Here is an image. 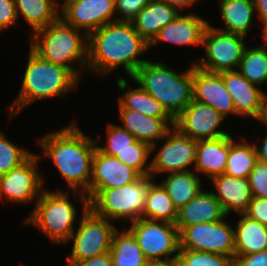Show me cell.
Listing matches in <instances>:
<instances>
[{"instance_id": "cell-43", "label": "cell", "mask_w": 267, "mask_h": 266, "mask_svg": "<svg viewBox=\"0 0 267 266\" xmlns=\"http://www.w3.org/2000/svg\"><path fill=\"white\" fill-rule=\"evenodd\" d=\"M67 266H112L111 252H105L84 260H67Z\"/></svg>"}, {"instance_id": "cell-37", "label": "cell", "mask_w": 267, "mask_h": 266, "mask_svg": "<svg viewBox=\"0 0 267 266\" xmlns=\"http://www.w3.org/2000/svg\"><path fill=\"white\" fill-rule=\"evenodd\" d=\"M32 154V152L14 145L6 138L4 133L0 131V176L20 166Z\"/></svg>"}, {"instance_id": "cell-23", "label": "cell", "mask_w": 267, "mask_h": 266, "mask_svg": "<svg viewBox=\"0 0 267 266\" xmlns=\"http://www.w3.org/2000/svg\"><path fill=\"white\" fill-rule=\"evenodd\" d=\"M179 11L164 1L151 0L131 21L136 32L150 44L159 30L164 28L178 15Z\"/></svg>"}, {"instance_id": "cell-44", "label": "cell", "mask_w": 267, "mask_h": 266, "mask_svg": "<svg viewBox=\"0 0 267 266\" xmlns=\"http://www.w3.org/2000/svg\"><path fill=\"white\" fill-rule=\"evenodd\" d=\"M255 10L257 12V16L263 23V36L266 37L267 32V0H254Z\"/></svg>"}, {"instance_id": "cell-5", "label": "cell", "mask_w": 267, "mask_h": 266, "mask_svg": "<svg viewBox=\"0 0 267 266\" xmlns=\"http://www.w3.org/2000/svg\"><path fill=\"white\" fill-rule=\"evenodd\" d=\"M81 34L79 29L59 18L49 26L32 33L30 48L42 59L68 68L79 79L82 72L71 64L79 62L82 68H87L88 35Z\"/></svg>"}, {"instance_id": "cell-14", "label": "cell", "mask_w": 267, "mask_h": 266, "mask_svg": "<svg viewBox=\"0 0 267 266\" xmlns=\"http://www.w3.org/2000/svg\"><path fill=\"white\" fill-rule=\"evenodd\" d=\"M114 2L115 0H64L60 18L76 29L85 30H82V33L89 35L96 29L116 21Z\"/></svg>"}, {"instance_id": "cell-12", "label": "cell", "mask_w": 267, "mask_h": 266, "mask_svg": "<svg viewBox=\"0 0 267 266\" xmlns=\"http://www.w3.org/2000/svg\"><path fill=\"white\" fill-rule=\"evenodd\" d=\"M165 143L158 149L152 160L150 175L190 171L197 153V140L180 133L175 127L164 137Z\"/></svg>"}, {"instance_id": "cell-29", "label": "cell", "mask_w": 267, "mask_h": 266, "mask_svg": "<svg viewBox=\"0 0 267 266\" xmlns=\"http://www.w3.org/2000/svg\"><path fill=\"white\" fill-rule=\"evenodd\" d=\"M201 179L194 172L168 173L161 185L171 198L176 210H180L201 191Z\"/></svg>"}, {"instance_id": "cell-9", "label": "cell", "mask_w": 267, "mask_h": 266, "mask_svg": "<svg viewBox=\"0 0 267 266\" xmlns=\"http://www.w3.org/2000/svg\"><path fill=\"white\" fill-rule=\"evenodd\" d=\"M128 230L135 237L147 260H176L180 238L175 224L139 218L131 222Z\"/></svg>"}, {"instance_id": "cell-17", "label": "cell", "mask_w": 267, "mask_h": 266, "mask_svg": "<svg viewBox=\"0 0 267 266\" xmlns=\"http://www.w3.org/2000/svg\"><path fill=\"white\" fill-rule=\"evenodd\" d=\"M141 175L115 156L105 155L97 148L92 161L90 189L118 188L136 181Z\"/></svg>"}, {"instance_id": "cell-39", "label": "cell", "mask_w": 267, "mask_h": 266, "mask_svg": "<svg viewBox=\"0 0 267 266\" xmlns=\"http://www.w3.org/2000/svg\"><path fill=\"white\" fill-rule=\"evenodd\" d=\"M151 0H115L116 21L131 22ZM120 12V13H119Z\"/></svg>"}, {"instance_id": "cell-35", "label": "cell", "mask_w": 267, "mask_h": 266, "mask_svg": "<svg viewBox=\"0 0 267 266\" xmlns=\"http://www.w3.org/2000/svg\"><path fill=\"white\" fill-rule=\"evenodd\" d=\"M232 259L216 253L179 248L176 264L177 266H232Z\"/></svg>"}, {"instance_id": "cell-41", "label": "cell", "mask_w": 267, "mask_h": 266, "mask_svg": "<svg viewBox=\"0 0 267 266\" xmlns=\"http://www.w3.org/2000/svg\"><path fill=\"white\" fill-rule=\"evenodd\" d=\"M245 214L267 226V198L252 197L248 210Z\"/></svg>"}, {"instance_id": "cell-25", "label": "cell", "mask_w": 267, "mask_h": 266, "mask_svg": "<svg viewBox=\"0 0 267 266\" xmlns=\"http://www.w3.org/2000/svg\"><path fill=\"white\" fill-rule=\"evenodd\" d=\"M234 230L235 255H247L267 250V226L245 213Z\"/></svg>"}, {"instance_id": "cell-21", "label": "cell", "mask_w": 267, "mask_h": 266, "mask_svg": "<svg viewBox=\"0 0 267 266\" xmlns=\"http://www.w3.org/2000/svg\"><path fill=\"white\" fill-rule=\"evenodd\" d=\"M217 193L213 192L215 198L228 216L235 211L238 214L248 210L252 200V193L248 178L231 177L221 174L211 179Z\"/></svg>"}, {"instance_id": "cell-7", "label": "cell", "mask_w": 267, "mask_h": 266, "mask_svg": "<svg viewBox=\"0 0 267 266\" xmlns=\"http://www.w3.org/2000/svg\"><path fill=\"white\" fill-rule=\"evenodd\" d=\"M62 189L43 190L30 216L24 221L42 231L52 243H66L74 232L76 208Z\"/></svg>"}, {"instance_id": "cell-36", "label": "cell", "mask_w": 267, "mask_h": 266, "mask_svg": "<svg viewBox=\"0 0 267 266\" xmlns=\"http://www.w3.org/2000/svg\"><path fill=\"white\" fill-rule=\"evenodd\" d=\"M106 131L105 146L96 145V148L105 155L116 156L119 152L131 148V144L135 143L137 139L121 125L110 124Z\"/></svg>"}, {"instance_id": "cell-22", "label": "cell", "mask_w": 267, "mask_h": 266, "mask_svg": "<svg viewBox=\"0 0 267 266\" xmlns=\"http://www.w3.org/2000/svg\"><path fill=\"white\" fill-rule=\"evenodd\" d=\"M226 216L213 192L201 189L191 201L178 210L175 225L180 233L187 226L217 222L225 219Z\"/></svg>"}, {"instance_id": "cell-4", "label": "cell", "mask_w": 267, "mask_h": 266, "mask_svg": "<svg viewBox=\"0 0 267 266\" xmlns=\"http://www.w3.org/2000/svg\"><path fill=\"white\" fill-rule=\"evenodd\" d=\"M175 119L193 100V64L181 74L167 64L147 61L130 77Z\"/></svg>"}, {"instance_id": "cell-19", "label": "cell", "mask_w": 267, "mask_h": 266, "mask_svg": "<svg viewBox=\"0 0 267 266\" xmlns=\"http://www.w3.org/2000/svg\"><path fill=\"white\" fill-rule=\"evenodd\" d=\"M209 23L199 15L180 14L159 30L157 36L149 44V48L160 42H168L181 46L202 45L203 35Z\"/></svg>"}, {"instance_id": "cell-33", "label": "cell", "mask_w": 267, "mask_h": 266, "mask_svg": "<svg viewBox=\"0 0 267 266\" xmlns=\"http://www.w3.org/2000/svg\"><path fill=\"white\" fill-rule=\"evenodd\" d=\"M264 44L245 48L238 71L250 82L261 86L267 82V38ZM266 46V47H265Z\"/></svg>"}, {"instance_id": "cell-2", "label": "cell", "mask_w": 267, "mask_h": 266, "mask_svg": "<svg viewBox=\"0 0 267 266\" xmlns=\"http://www.w3.org/2000/svg\"><path fill=\"white\" fill-rule=\"evenodd\" d=\"M149 44L136 32L131 22L113 21L88 35L87 70L104 77L124 67L131 77L148 60L138 59Z\"/></svg>"}, {"instance_id": "cell-28", "label": "cell", "mask_w": 267, "mask_h": 266, "mask_svg": "<svg viewBox=\"0 0 267 266\" xmlns=\"http://www.w3.org/2000/svg\"><path fill=\"white\" fill-rule=\"evenodd\" d=\"M219 6L225 28L217 29L246 37L256 12L254 0H220Z\"/></svg>"}, {"instance_id": "cell-31", "label": "cell", "mask_w": 267, "mask_h": 266, "mask_svg": "<svg viewBox=\"0 0 267 266\" xmlns=\"http://www.w3.org/2000/svg\"><path fill=\"white\" fill-rule=\"evenodd\" d=\"M241 141L237 143L229 135V154L224 174L231 177L248 178L258 160L257 152L254 143H249L245 138Z\"/></svg>"}, {"instance_id": "cell-18", "label": "cell", "mask_w": 267, "mask_h": 266, "mask_svg": "<svg viewBox=\"0 0 267 266\" xmlns=\"http://www.w3.org/2000/svg\"><path fill=\"white\" fill-rule=\"evenodd\" d=\"M223 82L232 97L238 117H253L258 120L262 111L264 93L259 86L250 83L239 71L222 72Z\"/></svg>"}, {"instance_id": "cell-47", "label": "cell", "mask_w": 267, "mask_h": 266, "mask_svg": "<svg viewBox=\"0 0 267 266\" xmlns=\"http://www.w3.org/2000/svg\"><path fill=\"white\" fill-rule=\"evenodd\" d=\"M143 266H177L176 260H146Z\"/></svg>"}, {"instance_id": "cell-8", "label": "cell", "mask_w": 267, "mask_h": 266, "mask_svg": "<svg viewBox=\"0 0 267 266\" xmlns=\"http://www.w3.org/2000/svg\"><path fill=\"white\" fill-rule=\"evenodd\" d=\"M245 36L217 29L210 24L206 26L202 45L205 57L198 58L193 64L203 70L221 73L236 70L246 48Z\"/></svg>"}, {"instance_id": "cell-24", "label": "cell", "mask_w": 267, "mask_h": 266, "mask_svg": "<svg viewBox=\"0 0 267 266\" xmlns=\"http://www.w3.org/2000/svg\"><path fill=\"white\" fill-rule=\"evenodd\" d=\"M229 154V135L217 139L197 140L195 170L210 179L224 174Z\"/></svg>"}, {"instance_id": "cell-48", "label": "cell", "mask_w": 267, "mask_h": 266, "mask_svg": "<svg viewBox=\"0 0 267 266\" xmlns=\"http://www.w3.org/2000/svg\"><path fill=\"white\" fill-rule=\"evenodd\" d=\"M259 122L261 121L263 124L267 126V95L264 93L263 100H262V111L259 117Z\"/></svg>"}, {"instance_id": "cell-34", "label": "cell", "mask_w": 267, "mask_h": 266, "mask_svg": "<svg viewBox=\"0 0 267 266\" xmlns=\"http://www.w3.org/2000/svg\"><path fill=\"white\" fill-rule=\"evenodd\" d=\"M150 154H152L151 146L137 140L131 144V148L119 152L115 157L134 168L141 176H148L150 175L151 164L147 161Z\"/></svg>"}, {"instance_id": "cell-10", "label": "cell", "mask_w": 267, "mask_h": 266, "mask_svg": "<svg viewBox=\"0 0 267 266\" xmlns=\"http://www.w3.org/2000/svg\"><path fill=\"white\" fill-rule=\"evenodd\" d=\"M80 225L69 240H73L71 255L67 260H84L109 252L112 237L117 228L105 218L95 215L89 208H83Z\"/></svg>"}, {"instance_id": "cell-1", "label": "cell", "mask_w": 267, "mask_h": 266, "mask_svg": "<svg viewBox=\"0 0 267 266\" xmlns=\"http://www.w3.org/2000/svg\"><path fill=\"white\" fill-rule=\"evenodd\" d=\"M99 141L100 135L96 140L85 136L75 122L38 140L44 156L53 161L76 198L79 192L83 208H89L92 161Z\"/></svg>"}, {"instance_id": "cell-27", "label": "cell", "mask_w": 267, "mask_h": 266, "mask_svg": "<svg viewBox=\"0 0 267 266\" xmlns=\"http://www.w3.org/2000/svg\"><path fill=\"white\" fill-rule=\"evenodd\" d=\"M17 18L21 15L35 32L60 18L59 5L55 0H14Z\"/></svg>"}, {"instance_id": "cell-46", "label": "cell", "mask_w": 267, "mask_h": 266, "mask_svg": "<svg viewBox=\"0 0 267 266\" xmlns=\"http://www.w3.org/2000/svg\"><path fill=\"white\" fill-rule=\"evenodd\" d=\"M262 142V145H260L259 147L255 144L257 159L263 162H267V136Z\"/></svg>"}, {"instance_id": "cell-20", "label": "cell", "mask_w": 267, "mask_h": 266, "mask_svg": "<svg viewBox=\"0 0 267 266\" xmlns=\"http://www.w3.org/2000/svg\"><path fill=\"white\" fill-rule=\"evenodd\" d=\"M119 112L123 123L121 127L138 141L150 145L151 152L155 150L156 141H164L166 134L174 127L173 118L149 117L129 109H119Z\"/></svg>"}, {"instance_id": "cell-32", "label": "cell", "mask_w": 267, "mask_h": 266, "mask_svg": "<svg viewBox=\"0 0 267 266\" xmlns=\"http://www.w3.org/2000/svg\"><path fill=\"white\" fill-rule=\"evenodd\" d=\"M178 211L161 184L152 183L146 197L142 218L175 224Z\"/></svg>"}, {"instance_id": "cell-38", "label": "cell", "mask_w": 267, "mask_h": 266, "mask_svg": "<svg viewBox=\"0 0 267 266\" xmlns=\"http://www.w3.org/2000/svg\"><path fill=\"white\" fill-rule=\"evenodd\" d=\"M248 180L252 197L267 198V162L257 160Z\"/></svg>"}, {"instance_id": "cell-6", "label": "cell", "mask_w": 267, "mask_h": 266, "mask_svg": "<svg viewBox=\"0 0 267 266\" xmlns=\"http://www.w3.org/2000/svg\"><path fill=\"white\" fill-rule=\"evenodd\" d=\"M152 175L140 176L136 181L111 189H90L89 209L97 216L110 221L127 219L133 222L142 218Z\"/></svg>"}, {"instance_id": "cell-16", "label": "cell", "mask_w": 267, "mask_h": 266, "mask_svg": "<svg viewBox=\"0 0 267 266\" xmlns=\"http://www.w3.org/2000/svg\"><path fill=\"white\" fill-rule=\"evenodd\" d=\"M193 100L209 105L225 119L228 114L236 116L231 95L223 82L222 72H210L193 64Z\"/></svg>"}, {"instance_id": "cell-40", "label": "cell", "mask_w": 267, "mask_h": 266, "mask_svg": "<svg viewBox=\"0 0 267 266\" xmlns=\"http://www.w3.org/2000/svg\"><path fill=\"white\" fill-rule=\"evenodd\" d=\"M17 22L14 0H0V32Z\"/></svg>"}, {"instance_id": "cell-3", "label": "cell", "mask_w": 267, "mask_h": 266, "mask_svg": "<svg viewBox=\"0 0 267 266\" xmlns=\"http://www.w3.org/2000/svg\"><path fill=\"white\" fill-rule=\"evenodd\" d=\"M19 95L9 105V119L36 100L63 96L75 87L78 79L68 68L42 59L31 48Z\"/></svg>"}, {"instance_id": "cell-15", "label": "cell", "mask_w": 267, "mask_h": 266, "mask_svg": "<svg viewBox=\"0 0 267 266\" xmlns=\"http://www.w3.org/2000/svg\"><path fill=\"white\" fill-rule=\"evenodd\" d=\"M225 118L213 107L192 100L174 119V127L195 140L217 139L230 135L219 127Z\"/></svg>"}, {"instance_id": "cell-45", "label": "cell", "mask_w": 267, "mask_h": 266, "mask_svg": "<svg viewBox=\"0 0 267 266\" xmlns=\"http://www.w3.org/2000/svg\"><path fill=\"white\" fill-rule=\"evenodd\" d=\"M170 5L171 7L177 9L179 12L181 9L190 8L198 0H161Z\"/></svg>"}, {"instance_id": "cell-30", "label": "cell", "mask_w": 267, "mask_h": 266, "mask_svg": "<svg viewBox=\"0 0 267 266\" xmlns=\"http://www.w3.org/2000/svg\"><path fill=\"white\" fill-rule=\"evenodd\" d=\"M119 231L117 229L112 237V266H143L147 259L133 234L124 228Z\"/></svg>"}, {"instance_id": "cell-42", "label": "cell", "mask_w": 267, "mask_h": 266, "mask_svg": "<svg viewBox=\"0 0 267 266\" xmlns=\"http://www.w3.org/2000/svg\"><path fill=\"white\" fill-rule=\"evenodd\" d=\"M232 266H267V250L253 254L235 255Z\"/></svg>"}, {"instance_id": "cell-13", "label": "cell", "mask_w": 267, "mask_h": 266, "mask_svg": "<svg viewBox=\"0 0 267 266\" xmlns=\"http://www.w3.org/2000/svg\"><path fill=\"white\" fill-rule=\"evenodd\" d=\"M39 154L33 153L20 166L11 169L0 176V199L4 198L13 203H30L41 196L42 179L37 172Z\"/></svg>"}, {"instance_id": "cell-26", "label": "cell", "mask_w": 267, "mask_h": 266, "mask_svg": "<svg viewBox=\"0 0 267 266\" xmlns=\"http://www.w3.org/2000/svg\"><path fill=\"white\" fill-rule=\"evenodd\" d=\"M116 79L117 86L122 92L128 88V91H124L123 95L118 99L119 109H129L149 117L172 118L162 104L140 86L131 89L125 79L119 78V76Z\"/></svg>"}, {"instance_id": "cell-11", "label": "cell", "mask_w": 267, "mask_h": 266, "mask_svg": "<svg viewBox=\"0 0 267 266\" xmlns=\"http://www.w3.org/2000/svg\"><path fill=\"white\" fill-rule=\"evenodd\" d=\"M179 238L180 249L235 256L234 229L224 219L187 226Z\"/></svg>"}]
</instances>
